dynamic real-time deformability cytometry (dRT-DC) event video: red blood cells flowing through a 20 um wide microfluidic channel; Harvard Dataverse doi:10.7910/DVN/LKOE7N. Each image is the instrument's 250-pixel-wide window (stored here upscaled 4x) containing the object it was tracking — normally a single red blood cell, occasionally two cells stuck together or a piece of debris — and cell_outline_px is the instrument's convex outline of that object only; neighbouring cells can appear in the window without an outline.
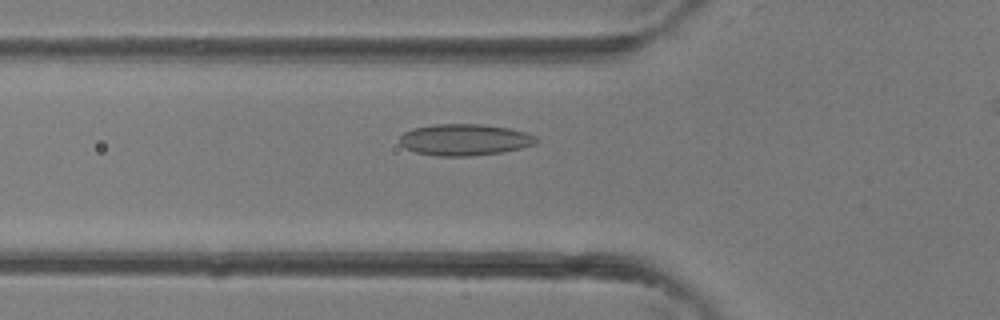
{"species": "common noctule bat (a hibernating species)", "species_latin": "Nyctalus noctula", "temperature_condition": "room temperature", "stored_images_in_passage": 4, "camera_frame_rate_fps": 3000, "um_per_image_px": 0.085, "animal": {"sex": "female"}, "frame": {"image": 1, "passage_image": 3, "time_ms": 0.667, "image_size_px": [1000, 320], "cell_outline_px": [[536, 144], [504, 152], [468, 156], [436, 156], [416, 152], [404, 148], [400, 144], [400, 136], [404, 132], [412, 128], [432, 124], [484, 124], [508, 128], [524, 132], [536, 136]], "centroid_in_image_um": [39.46, 11.87], "position_along_channel_um": 86.3, "area_um2": 25.14}}